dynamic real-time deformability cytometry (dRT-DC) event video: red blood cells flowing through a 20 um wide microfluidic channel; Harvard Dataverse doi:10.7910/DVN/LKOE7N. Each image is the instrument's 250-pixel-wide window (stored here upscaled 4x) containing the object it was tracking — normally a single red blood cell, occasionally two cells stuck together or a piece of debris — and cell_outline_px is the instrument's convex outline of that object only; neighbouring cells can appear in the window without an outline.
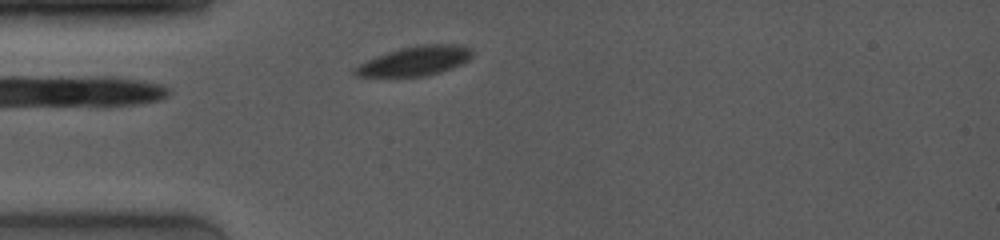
{"species": "common noctule bat (a hibernating species)", "species_latin": "Nyctalus noctula", "temperature_condition": "room temperature", "stored_images_in_passage": 14, "camera_frame_rate_fps": 4000, "um_per_image_px": 0.085, "animal": {"sex": "female", "body_mass_g": 19.0, "forearm_length_mm": 53.3}, "frame": {"image": 1, "passage_image": 3, "time_ms": 1.0, "image_size_px": [1000, 240], "cell_outline_px": [[472, 56], [464, 64], [440, 72], [424, 76], [356, 76], [352, 72], [360, 64], [368, 60], [388, 52], [416, 44], [460, 44], [472, 48]], "centroid_in_image_um": [35.36, 5.16], "position_along_channel_um": 49.6, "area_um2": 20.0}}
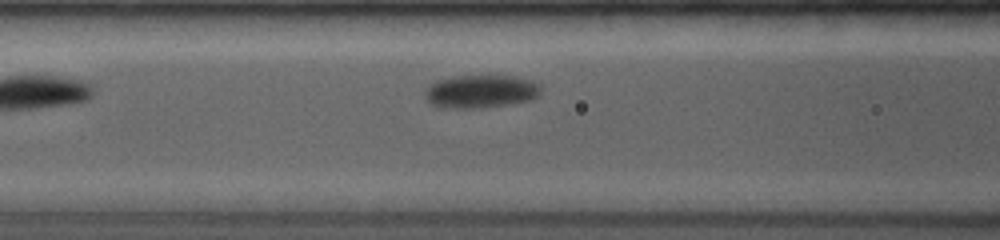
{"frame": {"image": 2, "passage_image": 7, "time_ms": 3.25, "image_size_px": [1000, 240], "cell_outline_px": [[540, 96], [528, 100], [508, 104], [480, 108], [444, 108], [432, 104], [424, 96], [424, 92], [428, 84], [436, 80], [452, 76], [512, 76], [532, 80], [540, 84]], "centroid_in_image_um": [40.83, 7.76], "position_along_channel_um": 125.8, "area_um2": 22.48}}